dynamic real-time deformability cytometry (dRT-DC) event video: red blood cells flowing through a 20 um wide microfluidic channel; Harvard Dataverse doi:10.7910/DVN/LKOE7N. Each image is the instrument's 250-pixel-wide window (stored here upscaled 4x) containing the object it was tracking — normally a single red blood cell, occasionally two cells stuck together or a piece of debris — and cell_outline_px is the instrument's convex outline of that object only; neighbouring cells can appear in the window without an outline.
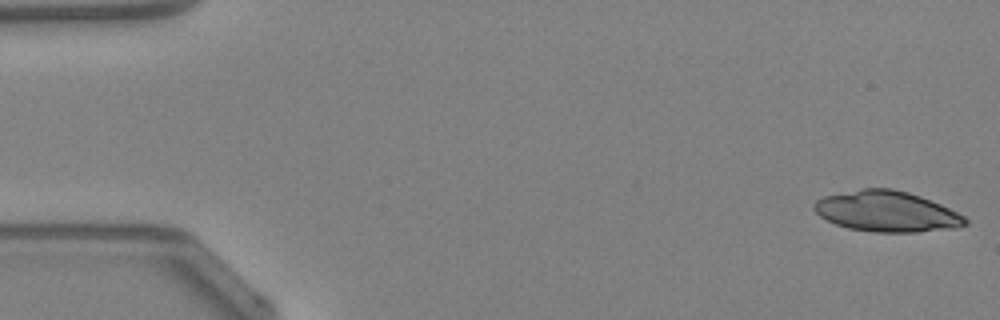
{"species": "Egyptian fruit bat (a non-hibernating species)", "species_latin": "Rousettus aegyptiacus", "temperature_condition": "warm", "stored_images_in_passage": 47, "camera_frame_rate_fps": 3000, "um_per_image_px": 0.085, "animal": {"sex": "female"}, "frame": {"image": 1, "passage_image": 1, "time_ms": 0.0, "image_size_px": [1000, 320], "cell_outline_px": [[968, 224], [956, 228], [916, 232], [872, 232], [848, 228], [836, 224], [820, 216], [812, 208], [812, 204], [816, 200], [824, 196], [864, 188], [892, 188], [908, 192], [920, 196], [940, 204], [964, 216], [968, 220]], "centroid_in_image_um": [75.37, 17.98], "position_along_channel_um": 9.6, "area_um2": 35.78}}